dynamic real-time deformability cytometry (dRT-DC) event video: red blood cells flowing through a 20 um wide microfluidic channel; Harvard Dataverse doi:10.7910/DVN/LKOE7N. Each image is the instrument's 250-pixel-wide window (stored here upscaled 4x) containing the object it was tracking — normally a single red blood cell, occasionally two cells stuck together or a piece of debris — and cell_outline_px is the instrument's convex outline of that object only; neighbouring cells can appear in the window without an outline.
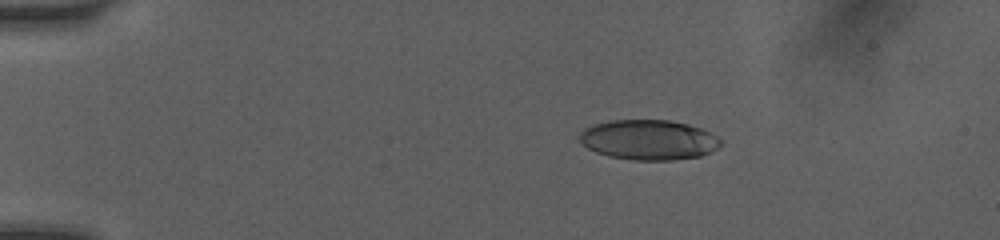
{"species": "human", "species_latin": "Homo sapiens", "temperature_condition": "room temperature", "stored_images_in_passage": 17, "camera_frame_rate_fps": 3000, "um_per_image_px": 0.085, "donor": {"sex": "female"}, "frame": {"image": 1, "passage_image": 5, "time_ms": 2.667, "image_size_px": [1000, 240], "cell_outline_px": [[724, 144], [700, 156], [672, 160], [632, 160], [608, 156], [596, 152], [588, 148], [576, 136], [584, 128], [596, 124], [612, 120], [668, 120], [688, 124], [700, 128], [724, 140]], "centroid_in_image_um": [55.13, 11.89], "position_along_channel_um": 29.9, "area_um2": 32.95}}
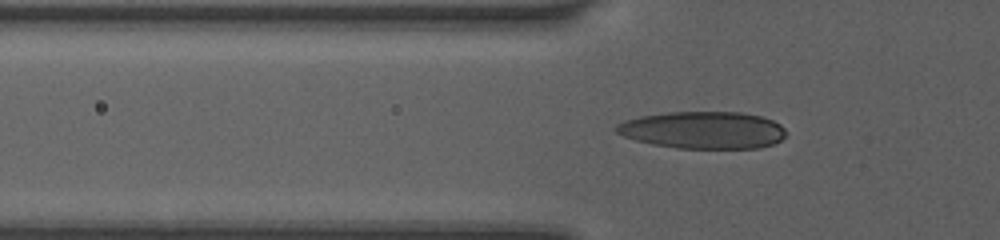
{"frame": {"image": 2, "passage_image": 11, "time_ms": 5.333, "image_size_px": [1000, 240], "cell_outline_px": [[784, 136], [780, 140], [772, 144], [756, 148], [676, 148], [652, 144], [636, 140], [624, 136], [616, 132], [612, 128], [616, 124], [624, 120], [640, 116], [668, 112], [740, 112], [760, 116], [772, 120], [780, 124], [784, 128]], "centroid_in_image_um": [59.71, 11.05], "position_along_channel_um": 66.1, "area_um2": 36.76}}
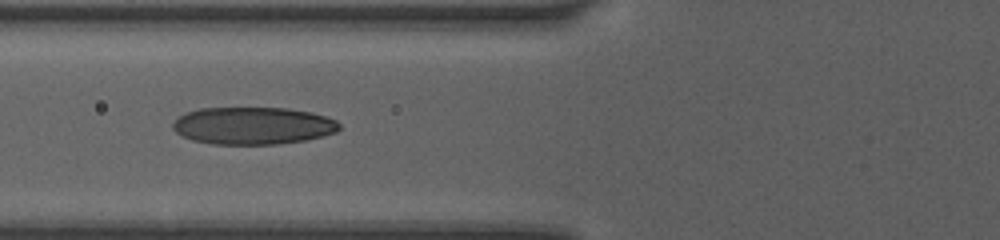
{"frame": {"image": 3, "passage_image": 14, "time_ms": 6.333, "image_size_px": [1000, 240], "cell_outline_px": [[340, 128], [336, 132], [304, 140], [276, 144], [212, 144], [192, 140], [176, 132], [172, 128], [172, 124], [184, 112], [200, 108], [288, 108], [312, 112], [328, 116], [336, 120], [340, 124]], "centroid_in_image_um": [21.5, 10.67], "position_along_channel_um": 104.3, "area_um2": 36.3}}